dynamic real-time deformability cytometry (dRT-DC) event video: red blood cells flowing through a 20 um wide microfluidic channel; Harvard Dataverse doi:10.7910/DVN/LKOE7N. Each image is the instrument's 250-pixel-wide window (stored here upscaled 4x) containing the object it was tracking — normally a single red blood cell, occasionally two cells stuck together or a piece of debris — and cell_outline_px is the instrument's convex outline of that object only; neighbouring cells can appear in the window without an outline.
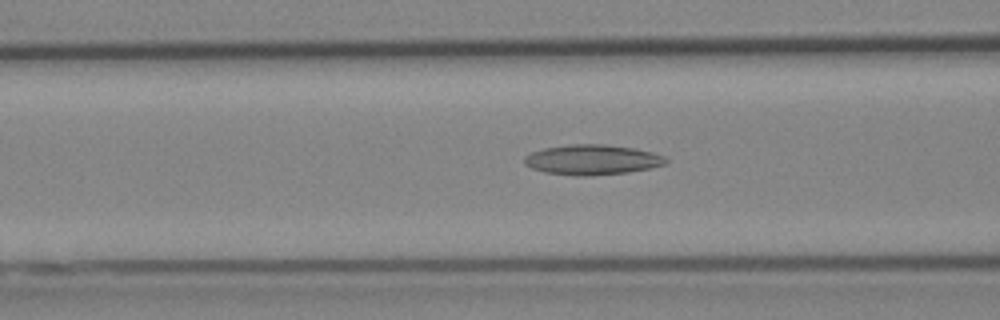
{"species": "Egyptian fruit bat (a non-hibernating species)", "species_latin": "Rousettus aegyptiacus", "temperature_condition": "cold", "stored_images_in_passage": 52, "camera_frame_rate_fps": 3000, "um_per_image_px": 0.085, "animal": {"sex": "female"}, "frame": {"image": 1, "passage_image": 21, "time_ms": 6.667, "image_size_px": [1000, 320], "cell_outline_px": [[668, 160], [664, 164], [648, 168], [628, 172], [584, 176], [576, 176], [544, 172], [532, 168], [524, 164], [524, 156], [532, 152], [544, 148], [568, 144], [604, 144], [632, 148], [652, 152], [664, 156]], "centroid_in_image_um": [50.29, 13.57], "position_along_channel_um": 116.3, "area_um2": 24.68}}
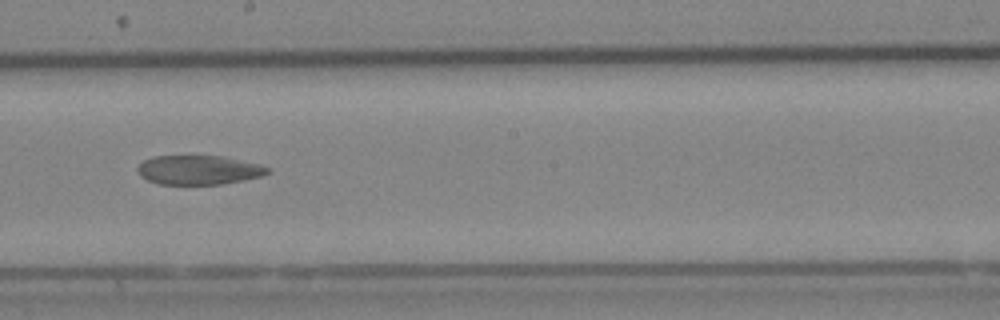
{"frame": {"image": 2, "passage_image": 30, "time_ms": 9.667, "image_size_px": [1000, 320], "cell_outline_px": [[268, 172], [260, 176], [244, 180], [220, 184], [160, 184], [148, 180], [140, 176], [136, 168], [144, 160], [152, 156], [220, 156], [260, 164], [268, 168]], "centroid_in_image_um": [16.84, 14.44], "position_along_channel_um": 231.4, "area_um2": 21.91}}
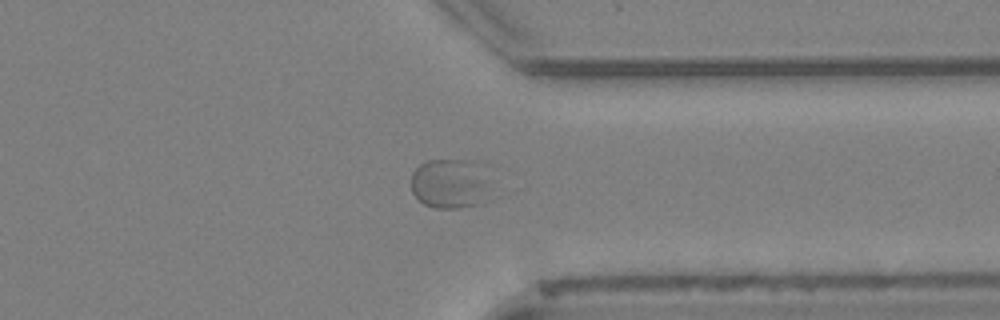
{"frame": {"image": 3, "passage_image": 41, "time_ms": 13.333, "image_size_px": [1000, 320], "cell_outline_px": [[488, 188], [480, 204], [460, 208], [436, 208], [424, 204], [412, 192], [412, 172], [420, 164], [428, 160], [484, 160]], "centroid_in_image_um": [38.27, 15.56], "position_along_channel_um": 373.1, "area_um2": 23.35}}